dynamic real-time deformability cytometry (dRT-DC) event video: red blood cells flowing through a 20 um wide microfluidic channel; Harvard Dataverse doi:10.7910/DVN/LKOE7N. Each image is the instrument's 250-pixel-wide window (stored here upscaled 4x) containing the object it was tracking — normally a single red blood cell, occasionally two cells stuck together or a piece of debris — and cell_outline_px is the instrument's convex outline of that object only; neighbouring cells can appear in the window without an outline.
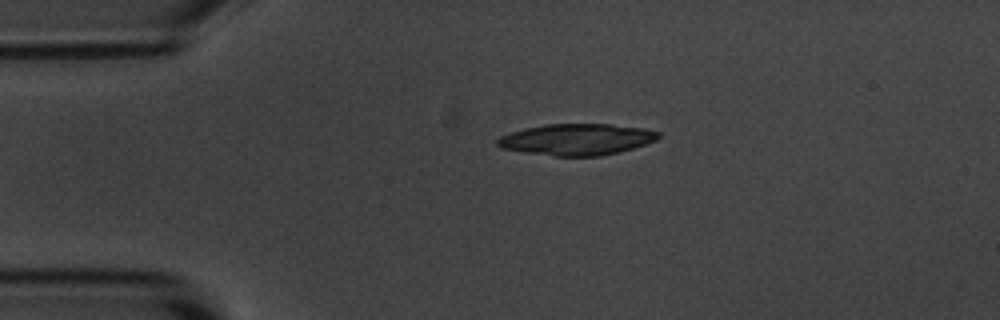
{"species": "common noctule bat (a hibernating species)", "species_latin": "Nyctalus noctula", "temperature_condition": "room temperature", "stored_images_in_passage": 2, "camera_frame_rate_fps": 3000, "um_per_image_px": 0.085, "animal": {"sex": "male", "body_mass_g": 20.1, "forearm_length_mm": 53.5}, "frame": {"image": 1, "passage_image": 1, "time_ms": 0.0, "image_size_px": [1000, 320], "cell_outline_px": [[660, 136], [656, 140], [620, 152], [600, 156], [552, 156], [500, 148], [496, 144], [496, 140], [500, 136], [524, 128], [544, 124], [608, 124], [644, 128], [660, 132]], "centroid_in_image_um": [49.01, 11.85], "position_along_channel_um": 36.0, "area_um2": 29.42}}